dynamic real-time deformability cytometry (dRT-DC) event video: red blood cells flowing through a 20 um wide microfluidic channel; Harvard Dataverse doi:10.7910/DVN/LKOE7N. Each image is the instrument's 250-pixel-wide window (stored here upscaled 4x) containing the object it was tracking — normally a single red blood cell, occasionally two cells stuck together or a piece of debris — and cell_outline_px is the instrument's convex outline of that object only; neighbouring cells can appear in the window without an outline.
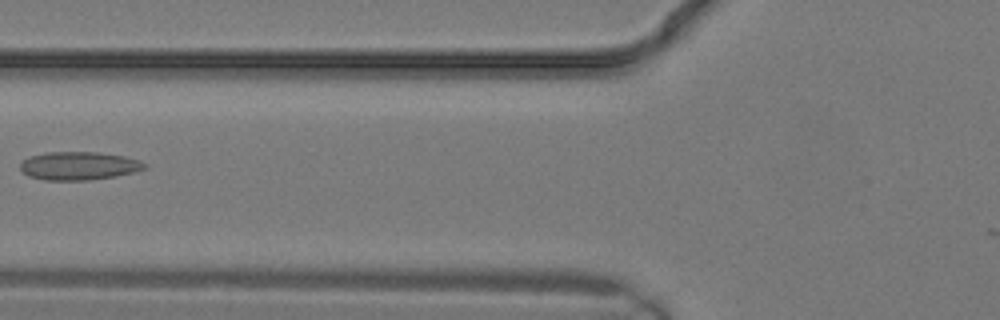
{"species": "common noctule bat (a hibernating species)", "species_latin": "Nyctalus noctula", "temperature_condition": "warm", "stored_images_in_passage": 7, "camera_frame_rate_fps": 3000, "um_per_image_px": 0.085, "animal": {"sex": "male", "body_mass_g": 19.2, "forearm_length_mm": 51.8}, "frame": {"image": 1, "passage_image": 3, "time_ms": 0.667, "image_size_px": [1000, 320], "cell_outline_px": [[148, 168], [136, 172], [116, 176], [92, 180], [44, 180], [28, 176], [20, 168], [20, 164], [28, 156], [48, 152], [96, 152], [124, 156], [140, 160], [148, 164]], "centroid_in_image_um": [6.75, 14.1], "position_along_channel_um": 119.1, "area_um2": 20.69}}
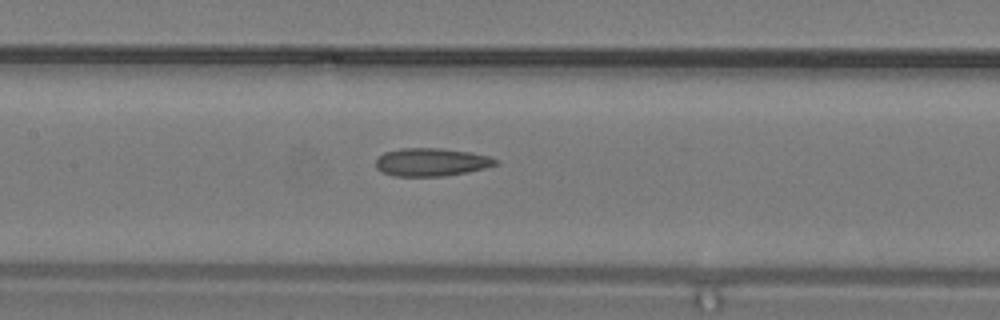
{"frame": {"image": 2, "passage_image": 5, "time_ms": 1.333, "image_size_px": [1000, 320], "cell_outline_px": [[500, 164], [468, 172], [444, 176], [392, 176], [376, 168], [376, 160], [384, 152], [400, 148], [444, 148], [472, 152], [488, 156], [500, 160]], "centroid_in_image_um": [36.71, 13.77], "position_along_channel_um": 170.7, "area_um2": 19.77}}
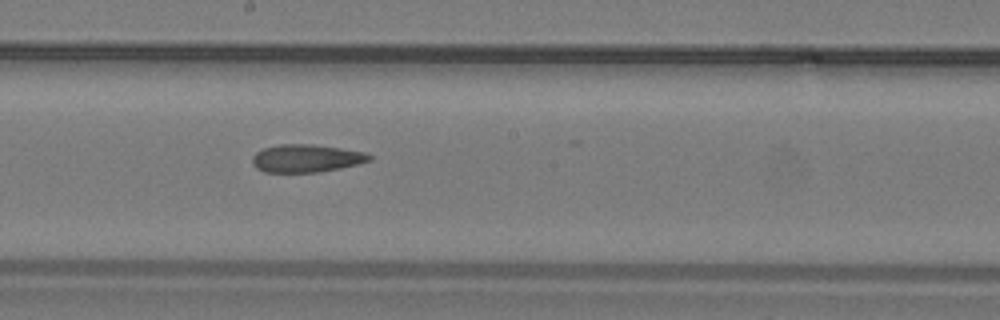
{"frame": {"image": 3, "passage_image": 7, "time_ms": 2.0, "image_size_px": [1000, 320], "cell_outline_px": [[372, 160], [340, 168], [320, 172], [264, 172], [256, 168], [252, 164], [252, 156], [256, 152], [264, 148], [280, 144], [312, 144], [340, 148], [364, 152], [372, 156]], "centroid_in_image_um": [26.01, 13.46], "position_along_channel_um": 222.2, "area_um2": 18.96}}